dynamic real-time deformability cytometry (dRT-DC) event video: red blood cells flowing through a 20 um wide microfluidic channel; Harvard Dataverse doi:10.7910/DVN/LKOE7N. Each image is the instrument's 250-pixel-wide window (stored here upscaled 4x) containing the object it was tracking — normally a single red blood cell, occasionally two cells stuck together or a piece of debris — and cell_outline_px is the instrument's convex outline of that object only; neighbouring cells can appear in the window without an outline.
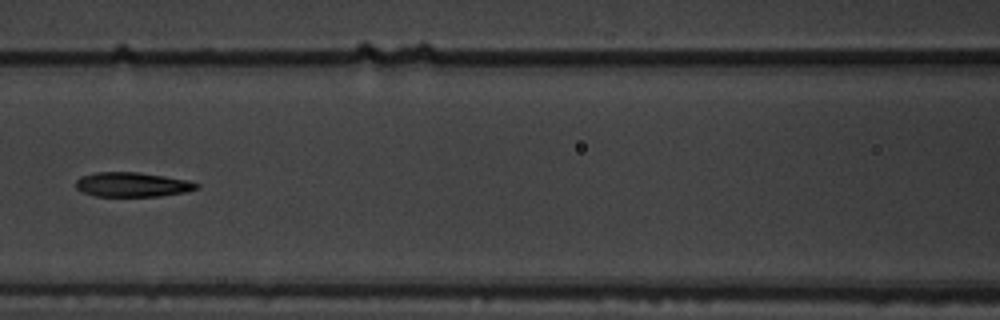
{"species": "common noctule bat (a hibernating species)", "species_latin": "Nyctalus noctula", "temperature_condition": "warm", "stored_images_in_passage": 7, "camera_frame_rate_fps": 3000, "um_per_image_px": 0.085, "animal": {"sex": "male", "body_mass_g": 19.5, "forearm_length_mm": 54.6}, "frame": {"image": 1, "passage_image": 7, "time_ms": 2.0, "image_size_px": [1000, 320], "cell_outline_px": [[200, 188], [184, 192], [160, 196], [96, 196], [84, 192], [76, 188], [76, 180], [84, 176], [96, 172], [140, 172], [188, 180], [200, 184]], "centroid_in_image_um": [11.29, 15.69], "position_along_channel_um": 155.3, "area_um2": 17.17}}